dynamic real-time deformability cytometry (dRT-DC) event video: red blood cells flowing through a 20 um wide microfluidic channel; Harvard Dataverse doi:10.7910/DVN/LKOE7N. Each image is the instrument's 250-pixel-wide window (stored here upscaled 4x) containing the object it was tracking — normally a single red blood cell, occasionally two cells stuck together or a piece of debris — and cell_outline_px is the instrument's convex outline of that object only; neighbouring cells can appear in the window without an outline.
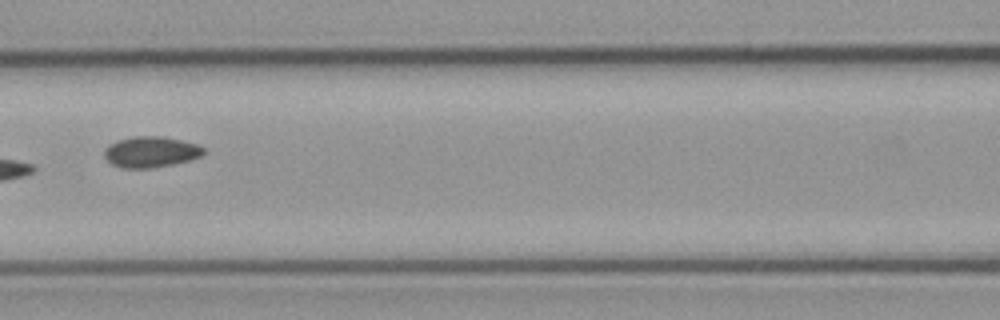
{"species": "common noctule bat (a hibernating species)", "species_latin": "Nyctalus noctula", "temperature_condition": "cold", "stored_images_in_passage": 8, "camera_frame_rate_fps": 3000, "um_per_image_px": 0.085, "animal": {"sex": "male", "body_mass_g": 23.1, "forearm_length_mm": 52.7}, "frame": {"image": 1, "passage_image": 6, "time_ms": 6.667, "image_size_px": [1000, 320], "cell_outline_px": [[208, 152], [192, 160], [152, 168], [124, 168], [112, 164], [104, 156], [104, 148], [108, 144], [132, 136], [160, 136], [200, 144]], "centroid_in_image_um": [12.86, 12.91], "position_along_channel_um": 153.7, "area_um2": 18.03}}
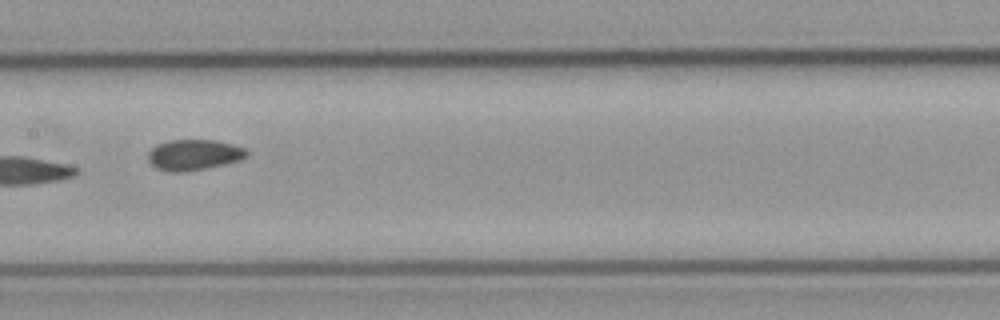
{"frame": {"image": 2, "passage_image": 7, "time_ms": 7.667, "image_size_px": [1000, 320], "cell_outline_px": [[248, 156], [240, 160], [224, 164], [184, 172], [168, 172], [156, 168], [148, 160], [148, 152], [156, 144], [172, 140], [216, 140], [232, 144], [244, 148], [248, 152]], "centroid_in_image_um": [16.47, 13.16], "position_along_channel_um": 190.9, "area_um2": 17.63}}
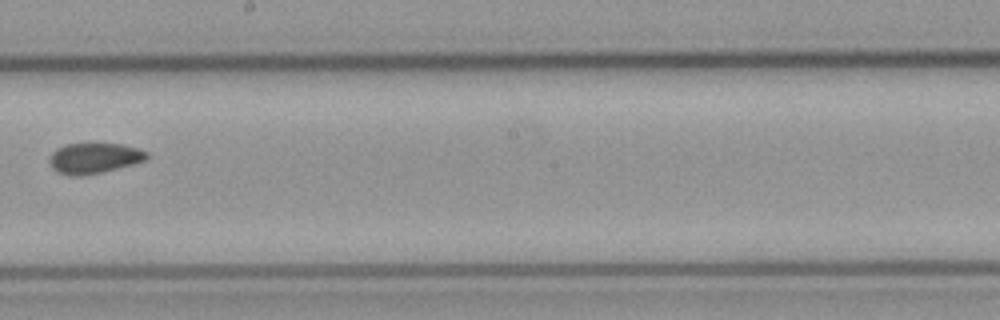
{"frame": {"image": 3, "passage_image": 8, "time_ms": 9.0, "image_size_px": [1000, 320], "cell_outline_px": [[148, 156], [144, 160], [132, 164], [100, 172], [80, 176], [72, 176], [60, 172], [52, 168], [52, 152], [56, 148], [64, 144], [120, 144], [136, 148], [148, 152]], "centroid_in_image_um": [8.0, 13.43], "position_along_channel_um": 240.2, "area_um2": 16.76}}